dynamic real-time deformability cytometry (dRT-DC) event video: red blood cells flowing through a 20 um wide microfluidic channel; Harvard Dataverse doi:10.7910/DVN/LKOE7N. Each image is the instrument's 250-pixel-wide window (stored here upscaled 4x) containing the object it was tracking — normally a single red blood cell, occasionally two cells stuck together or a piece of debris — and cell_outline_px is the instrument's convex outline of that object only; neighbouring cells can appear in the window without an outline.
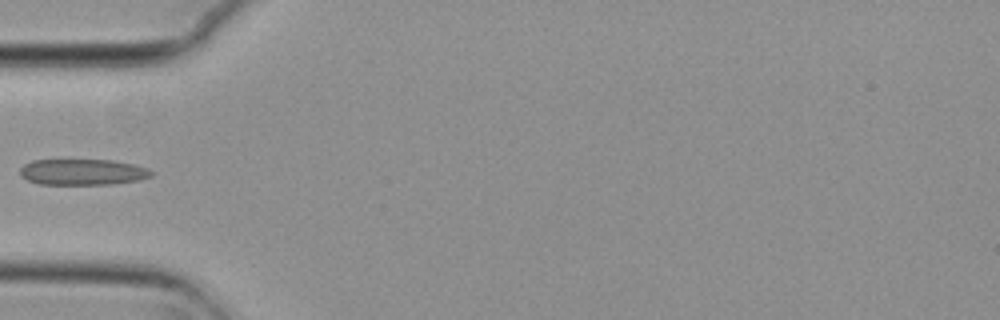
{"species": "common noctule bat (a hibernating species)", "species_latin": "Nyctalus noctula", "temperature_condition": "cold", "stored_images_in_passage": 6, "camera_frame_rate_fps": 3000, "um_per_image_px": 0.085, "animal": {"sex": "female", "body_mass_g": 29.2, "forearm_length_mm": 56.3}, "frame": {"image": 1, "passage_image": 5, "time_ms": 1.333, "image_size_px": [1000, 320], "cell_outline_px": [[152, 176], [140, 180], [112, 184], [40, 184], [28, 180], [20, 176], [20, 168], [24, 164], [32, 160], [112, 160], [132, 164], [148, 168], [152, 172]], "centroid_in_image_um": [7.02, 14.62], "position_along_channel_um": 78.0, "area_um2": 19.88}}
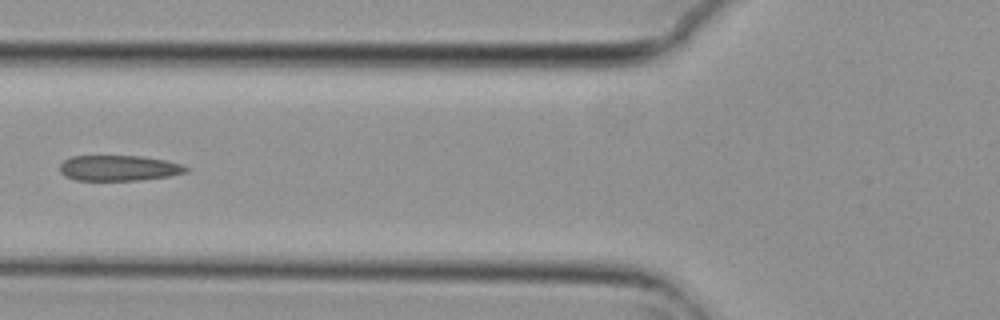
{"frame": {"image": 2, "passage_image": 6, "time_ms": 1.667, "image_size_px": [1000, 320], "cell_outline_px": [[188, 172], [168, 176], [136, 180], [76, 180], [64, 176], [60, 172], [60, 164], [64, 160], [72, 156], [140, 156], [164, 160], [180, 164], [188, 168]], "centroid_in_image_um": [10.06, 14.28], "position_along_channel_um": 115.7, "area_um2": 18.61}}